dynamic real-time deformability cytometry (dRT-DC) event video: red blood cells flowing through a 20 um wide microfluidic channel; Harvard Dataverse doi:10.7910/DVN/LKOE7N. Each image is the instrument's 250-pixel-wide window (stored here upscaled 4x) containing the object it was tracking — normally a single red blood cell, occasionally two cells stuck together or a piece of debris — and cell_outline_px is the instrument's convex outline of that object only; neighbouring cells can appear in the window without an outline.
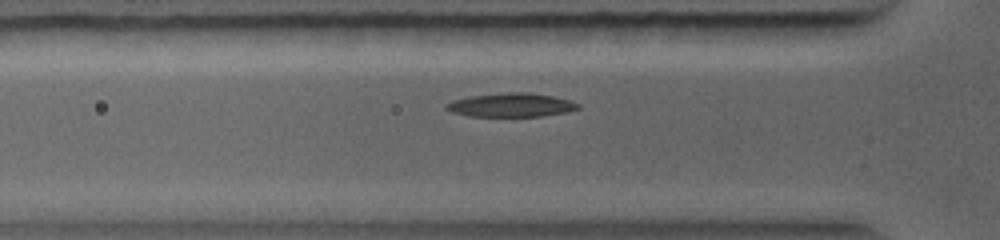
{"species": "common noctule bat (a hibernating species)", "species_latin": "Nyctalus noctula", "temperature_condition": "warm", "stored_images_in_passage": 57, "camera_frame_rate_fps": 5000, "um_per_image_px": 0.085, "animal": {"sex": "female", "body_mass_g": 19.0, "forearm_length_mm": 56.7}, "frame": {"image": 1, "passage_image": 15, "time_ms": 2.8, "image_size_px": [1000, 240], "cell_outline_px": [[580, 108], [568, 112], [540, 116], [468, 116], [452, 112], [444, 108], [444, 104], [452, 100], [468, 96], [508, 92], [528, 92], [552, 96], [568, 100], [580, 104]], "centroid_in_image_um": [43.41, 8.92], "position_along_channel_um": 82.4, "area_um2": 18.32}}
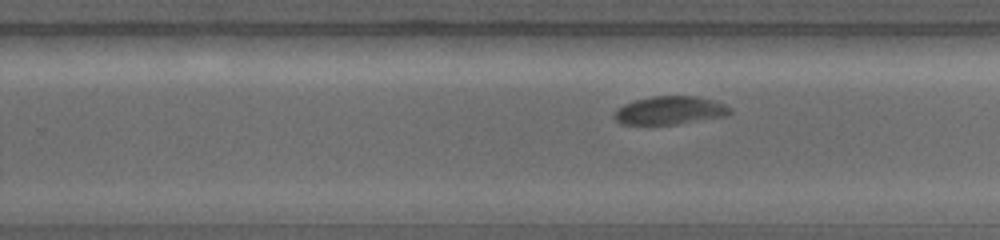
{"frame": {"image": 2, "passage_image": 36, "time_ms": 6.6, "image_size_px": [1000, 240], "cell_outline_px": [[732, 112], [728, 116], [676, 124], [620, 124], [612, 116], [616, 108], [624, 104], [636, 100], [652, 96], [696, 96], [712, 100], [724, 104], [732, 108]], "centroid_in_image_um": [56.94, 9.39], "position_along_channel_um": 272.9, "area_um2": 19.13}}
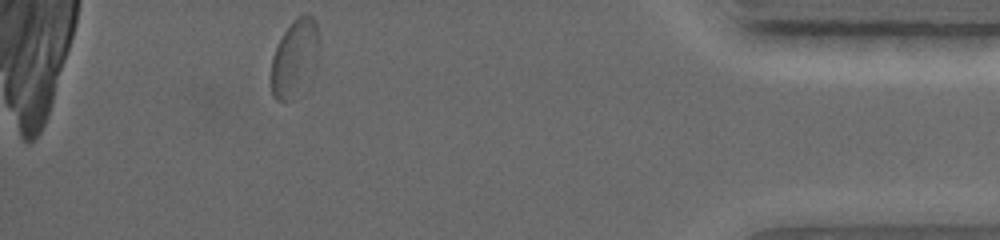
{"frame": {"image": 3, "passage_image": 57, "time_ms": 10.4, "image_size_px": [1000, 240], "cell_outline_px": [[320, 60], [312, 80], [308, 88], [304, 92], [292, 100], [276, 100], [272, 96], [272, 56], [284, 32], [304, 12], [308, 12], [316, 20], [320, 44]], "centroid_in_image_um": [25.15, 5.0], "position_along_channel_um": 410.0, "area_um2": 22.6}}